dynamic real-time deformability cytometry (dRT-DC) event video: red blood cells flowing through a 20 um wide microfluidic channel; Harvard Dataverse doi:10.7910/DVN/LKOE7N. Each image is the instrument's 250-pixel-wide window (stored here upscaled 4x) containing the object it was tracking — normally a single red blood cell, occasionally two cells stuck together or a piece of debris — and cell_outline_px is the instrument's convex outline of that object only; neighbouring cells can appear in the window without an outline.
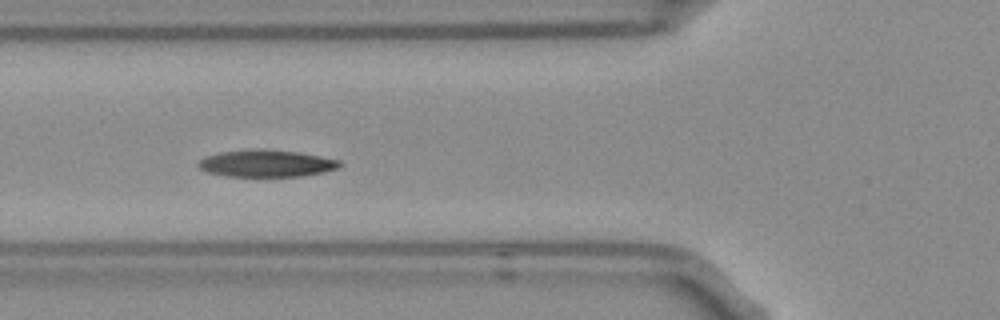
{"species": "Egyptian fruit bat (a non-hibernating species)", "species_latin": "Rousettus aegyptiacus", "temperature_condition": "room temperature", "stored_images_in_passage": 8, "camera_frame_rate_fps": 3000, "um_per_image_px": 0.085, "frame": {"image": 1, "passage_image": 6, "time_ms": 1.667, "image_size_px": [1000, 320], "cell_outline_px": [[344, 164], [340, 168], [324, 172], [300, 176], [224, 176], [208, 172], [200, 168], [196, 164], [200, 160], [208, 156], [220, 152], [260, 148], [296, 152], [320, 156], [340, 160]], "centroid_in_image_um": [22.68, 13.89], "position_along_channel_um": 103.1, "area_um2": 22.25}}